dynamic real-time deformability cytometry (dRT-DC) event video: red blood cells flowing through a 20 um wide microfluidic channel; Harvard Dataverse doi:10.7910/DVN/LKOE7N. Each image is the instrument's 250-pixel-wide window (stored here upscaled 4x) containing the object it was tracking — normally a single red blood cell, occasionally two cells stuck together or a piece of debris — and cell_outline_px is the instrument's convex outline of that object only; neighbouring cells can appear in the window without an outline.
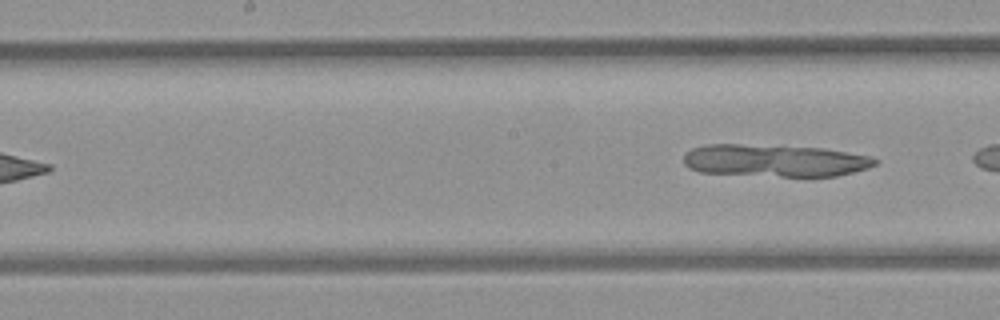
{"species": "common noctule bat (a hibernating species)", "species_latin": "Nyctalus noctula", "temperature_condition": "room temperature", "stored_images_in_passage": 7, "camera_frame_rate_fps": 3000, "um_per_image_px": 0.085, "animal": {"sex": "female", "body_mass_g": 21.9}, "frame": {"image": 1, "passage_image": 7, "time_ms": 7.0, "image_size_px": [1000, 320], "cell_outline_px": [[880, 160], [876, 164], [868, 168], [836, 176], [780, 176], [700, 172], [688, 168], [684, 164], [684, 156], [692, 148], [708, 144], [740, 144], [824, 148], [872, 156]], "centroid_in_image_um": [65.89, 13.64], "position_along_channel_um": 182.3, "area_um2": 35.95}}